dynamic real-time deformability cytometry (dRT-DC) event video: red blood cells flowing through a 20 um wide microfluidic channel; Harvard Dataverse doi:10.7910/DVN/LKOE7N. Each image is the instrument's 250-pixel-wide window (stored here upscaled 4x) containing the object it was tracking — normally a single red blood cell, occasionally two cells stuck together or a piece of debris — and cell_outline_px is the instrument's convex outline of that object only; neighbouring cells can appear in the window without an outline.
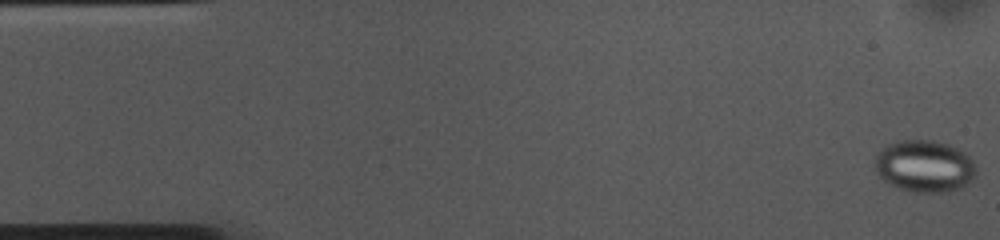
{"species": "common noctule bat (a hibernating species)", "species_latin": "Nyctalus noctula", "temperature_condition": "cold", "stored_images_in_passage": 54, "camera_frame_rate_fps": 3000, "um_per_image_px": 0.085, "animal": {"sex": "female", "body_mass_g": 10.0, "forearm_length_mm": 53.1}, "frame": {"image": 1, "passage_image": 1, "time_ms": 0.0, "image_size_px": [1000, 240], "cell_outline_px": [[976, 176], [964, 188], [948, 192], [912, 192], [888, 184], [876, 172], [876, 156], [888, 144], [900, 140], [932, 140], [948, 144], [964, 152], [972, 160], [976, 168]], "centroid_in_image_um": [78.62, 14.14], "position_along_channel_um": 6.4, "area_um2": 30.75}}
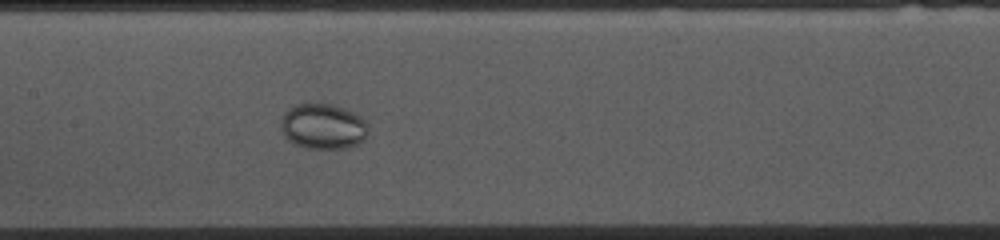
{"frame": {"image": 2, "passage_image": 25, "time_ms": 8.0, "image_size_px": [1000, 240], "cell_outline_px": [[368, 132], [364, 140], [348, 148], [304, 148], [288, 140], [284, 136], [280, 128], [280, 120], [284, 112], [296, 104], [332, 104], [344, 108], [360, 116], [368, 124]], "centroid_in_image_um": [27.44, 10.75], "position_along_channel_um": 180.0, "area_um2": 23.24}}
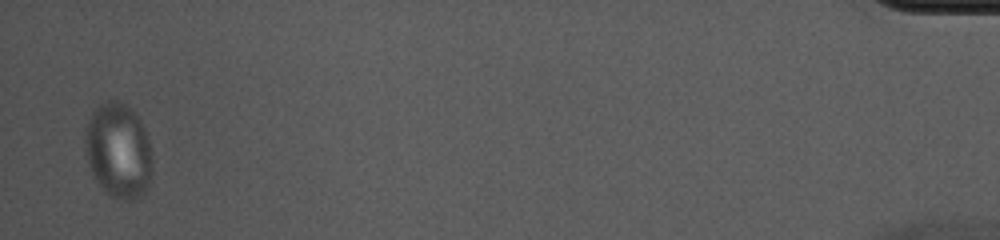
{"frame": {"image": 3, "passage_image": 53, "time_ms": 17.333, "image_size_px": [1000, 240], "cell_outline_px": [[152, 172], [148, 184], [144, 192], [140, 196], [132, 200], [124, 200], [112, 196], [100, 188], [92, 176], [84, 144], [84, 132], [88, 120], [92, 112], [96, 108], [108, 100], [124, 100], [140, 120], [144, 128], [148, 140], [152, 160]], "centroid_in_image_um": [10.05, 12.79], "position_along_channel_um": 425.2, "area_um2": 37.51}}